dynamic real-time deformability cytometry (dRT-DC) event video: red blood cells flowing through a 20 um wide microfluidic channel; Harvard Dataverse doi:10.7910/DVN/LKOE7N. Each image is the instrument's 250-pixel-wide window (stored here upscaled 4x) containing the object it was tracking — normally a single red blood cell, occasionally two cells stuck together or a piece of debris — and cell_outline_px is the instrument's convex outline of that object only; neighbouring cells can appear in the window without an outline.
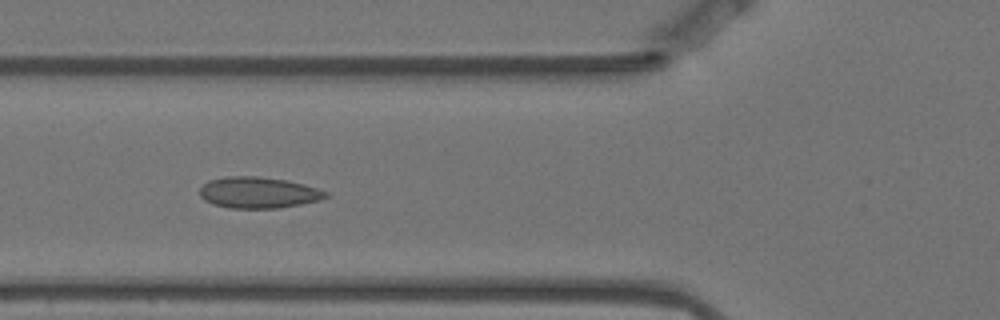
{"species": "Egyptian fruit bat (a non-hibernating species)", "species_latin": "Rousettus aegyptiacus", "temperature_condition": "warm", "stored_images_in_passage": 8, "camera_frame_rate_fps": 3000, "um_per_image_px": 0.085, "animal": {"sex": "female"}, "frame": {"image": 1, "passage_image": 6, "time_ms": 1.667, "image_size_px": [1000, 320], "cell_outline_px": [[328, 196], [320, 200], [280, 208], [228, 208], [212, 204], [204, 200], [200, 196], [200, 188], [208, 180], [224, 176], [260, 176], [288, 180], [304, 184], [328, 192]], "centroid_in_image_um": [21.94, 16.36], "position_along_channel_um": 103.9, "area_um2": 23.12}}
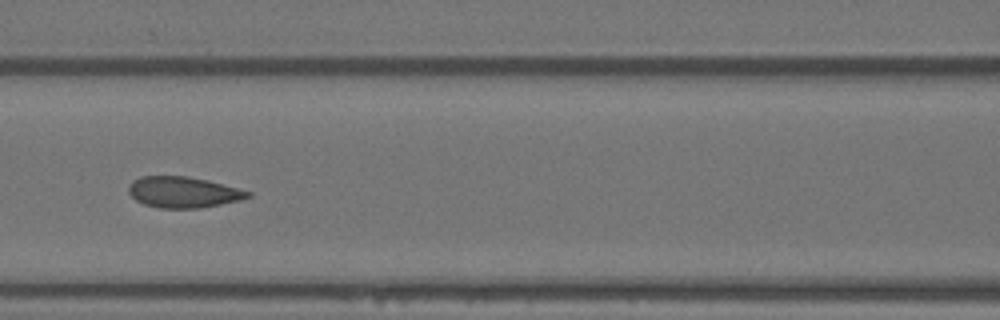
{"frame": {"image": 2, "passage_image": 7, "time_ms": 2.0, "image_size_px": [1000, 320], "cell_outline_px": [[252, 196], [240, 200], [200, 208], [160, 208], [144, 204], [136, 200], [128, 192], [128, 184], [132, 180], [140, 176], [188, 176], [208, 180], [252, 192]], "centroid_in_image_um": [15.55, 16.33], "position_along_channel_um": 151.0, "area_um2": 21.62}}
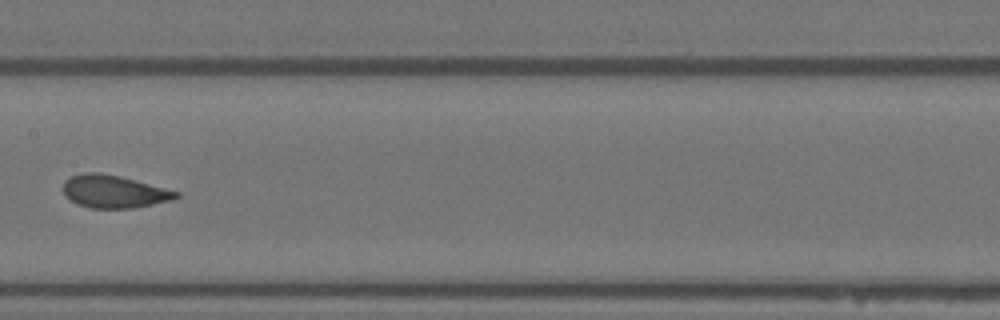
{"frame": {"image": 3, "passage_image": 8, "time_ms": 2.333, "image_size_px": [1000, 320], "cell_outline_px": [[180, 196], [168, 200], [152, 204], [132, 208], [92, 208], [76, 204], [64, 192], [64, 180], [72, 176], [84, 172], [100, 172], [120, 176], [180, 192]], "centroid_in_image_um": [9.67, 16.27], "position_along_channel_um": 197.7, "area_um2": 21.21}}